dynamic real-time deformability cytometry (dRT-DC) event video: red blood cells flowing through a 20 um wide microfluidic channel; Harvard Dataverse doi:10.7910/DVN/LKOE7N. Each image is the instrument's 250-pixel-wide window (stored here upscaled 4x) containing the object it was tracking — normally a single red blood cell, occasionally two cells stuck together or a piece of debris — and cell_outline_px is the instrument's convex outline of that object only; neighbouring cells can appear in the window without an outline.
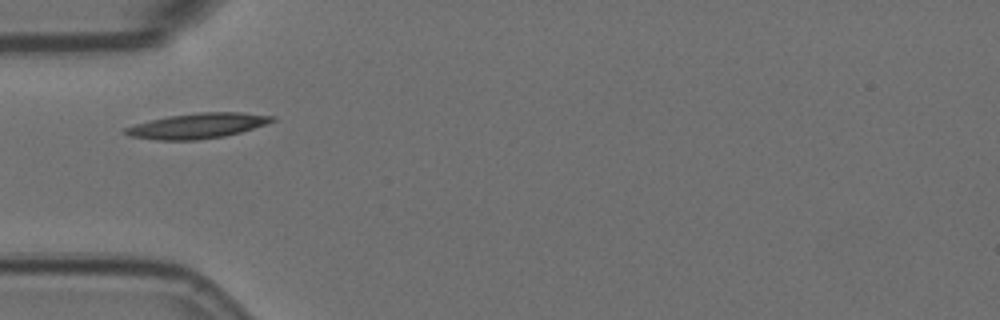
{"species": "Egyptian fruit bat (a non-hibernating species)", "species_latin": "Rousettus aegyptiacus", "temperature_condition": "room temperature", "stored_images_in_passage": 11, "camera_frame_rate_fps": 3000, "um_per_image_px": 0.085, "animal": {"sex": "female"}, "frame": {"image": 1, "passage_image": 1, "time_ms": 0.0, "image_size_px": [1000, 320], "cell_outline_px": [[276, 120], [240, 132], [224, 136], [196, 140], [156, 140], [132, 136], [124, 132], [124, 128], [136, 124], [168, 116], [196, 112], [240, 112], [276, 116]], "centroid_in_image_um": [16.81, 10.68], "position_along_channel_um": 68.2, "area_um2": 21.33}}
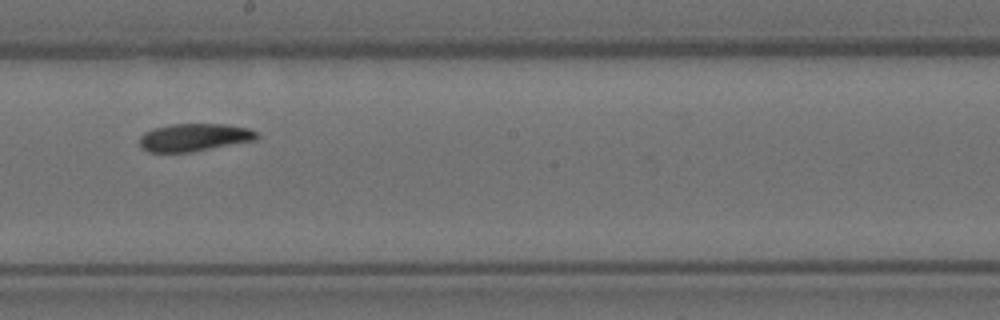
{"frame": {"image": 2, "passage_image": 5, "time_ms": 1.333, "image_size_px": [1000, 320], "cell_outline_px": [[260, 136], [256, 140], [188, 152], [148, 152], [140, 148], [140, 136], [144, 132], [152, 128], [168, 124], [224, 124], [248, 128], [256, 132]], "centroid_in_image_um": [16.47, 11.67], "position_along_channel_um": 231.7, "area_um2": 18.96}}
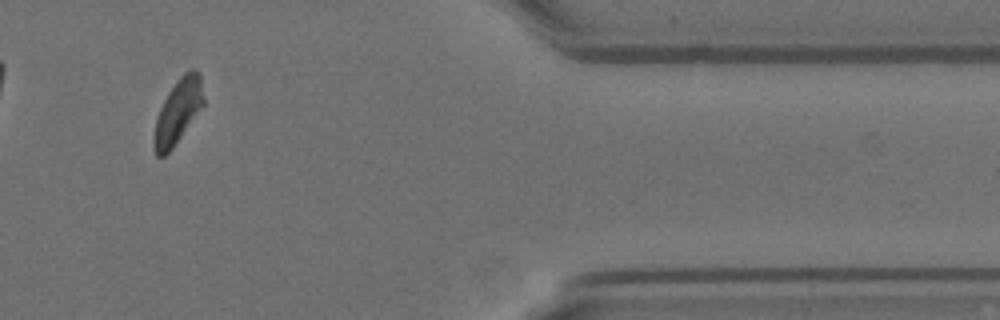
{"frame": {"image": 3, "passage_image": 9, "time_ms": 2.667, "image_size_px": [1000, 320], "cell_outline_px": [[204, 104], [172, 148], [164, 156], [156, 156], [152, 148], [152, 136], [156, 120], [160, 108], [168, 92], [176, 80], [184, 72], [192, 68], [196, 68], [200, 72], [204, 100]], "centroid_in_image_um": [15.1, 9.45], "position_along_channel_um": 396.3, "area_um2": 18.67}}